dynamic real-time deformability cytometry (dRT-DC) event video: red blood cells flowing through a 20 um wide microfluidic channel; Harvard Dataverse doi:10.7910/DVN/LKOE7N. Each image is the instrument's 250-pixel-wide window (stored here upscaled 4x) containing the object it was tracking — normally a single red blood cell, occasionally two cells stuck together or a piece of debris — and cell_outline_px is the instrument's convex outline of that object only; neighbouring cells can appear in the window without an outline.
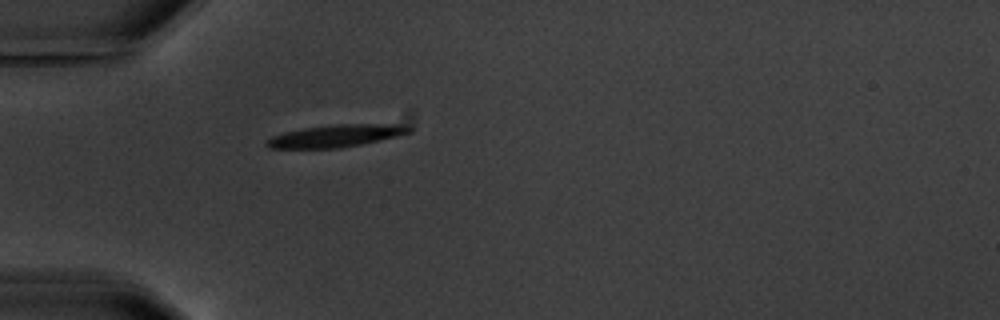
{"species": "common noctule bat (a hibernating species)", "species_latin": "Nyctalus noctula", "temperature_condition": "warm", "stored_images_in_passage": 1, "camera_frame_rate_fps": 3000, "um_per_image_px": 0.085, "animal": {"sex": "male", "body_mass_g": 20.1, "forearm_length_mm": 53.5}, "frame": {"image": 1, "passage_image": 1, "time_ms": 0.0, "image_size_px": [1000, 320], "cell_outline_px": [[412, 132], [396, 136], [360, 144], [340, 148], [268, 148], [264, 144], [272, 136], [284, 132], [304, 128], [332, 124], [400, 124], [412, 128]], "centroid_in_image_um": [28.53, 11.54], "position_along_channel_um": 56.5, "area_um2": 18.38}}